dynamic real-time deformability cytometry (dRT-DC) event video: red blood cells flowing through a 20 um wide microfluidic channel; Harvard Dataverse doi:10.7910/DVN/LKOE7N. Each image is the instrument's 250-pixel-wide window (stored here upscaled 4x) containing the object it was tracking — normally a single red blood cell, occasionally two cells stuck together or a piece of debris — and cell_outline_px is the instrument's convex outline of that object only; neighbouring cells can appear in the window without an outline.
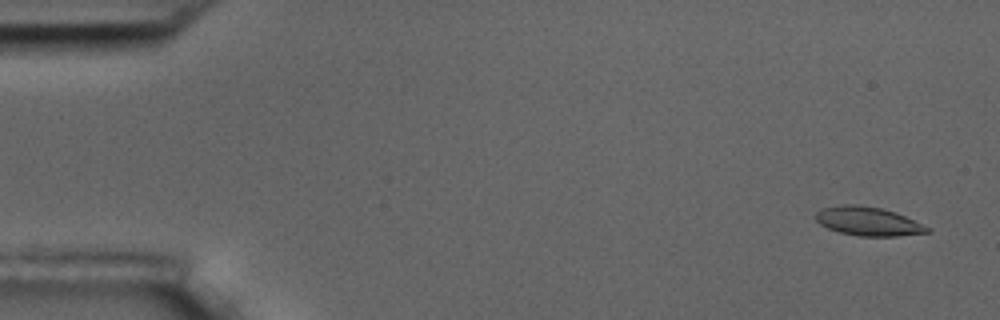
{"species": "common noctule bat (a hibernating species)", "species_latin": "Nyctalus noctula", "temperature_condition": "room temperature", "stored_images_in_passage": 56, "camera_frame_rate_fps": 3000, "um_per_image_px": 0.085, "animal": {"sex": "male", "body_mass_g": 17.5, "forearm_length_mm": 52.3}, "frame": {"image": 1, "passage_image": 3, "time_ms": 0.667, "image_size_px": [1000, 320], "cell_outline_px": [[932, 228], [928, 232], [896, 236], [856, 236], [840, 232], [828, 228], [820, 224], [816, 220], [816, 212], [820, 208], [844, 204], [860, 204], [880, 208], [896, 212]], "centroid_in_image_um": [73.78, 18.8], "position_along_channel_um": 11.2, "area_um2": 18.79}}
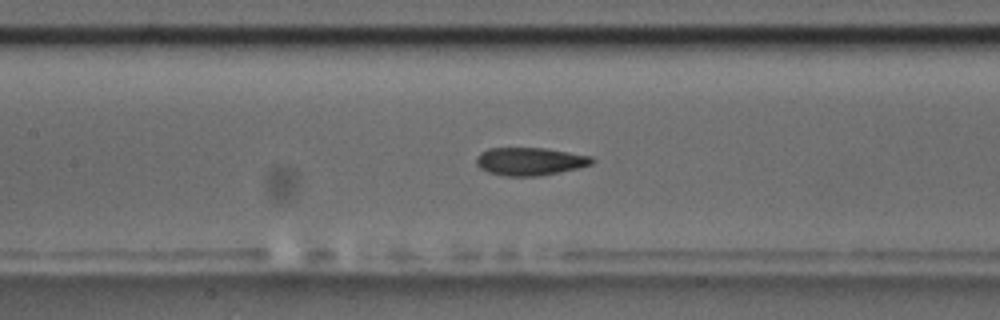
{"frame": {"image": 2, "passage_image": 26, "time_ms": 8.333, "image_size_px": [1000, 320], "cell_outline_px": [[596, 160], [592, 164], [560, 172], [540, 176], [504, 176], [488, 172], [480, 168], [476, 164], [476, 156], [480, 152], [488, 148], [544, 148], [592, 156]], "centroid_in_image_um": [45.03, 13.72], "position_along_channel_um": 162.4, "area_um2": 18.9}}
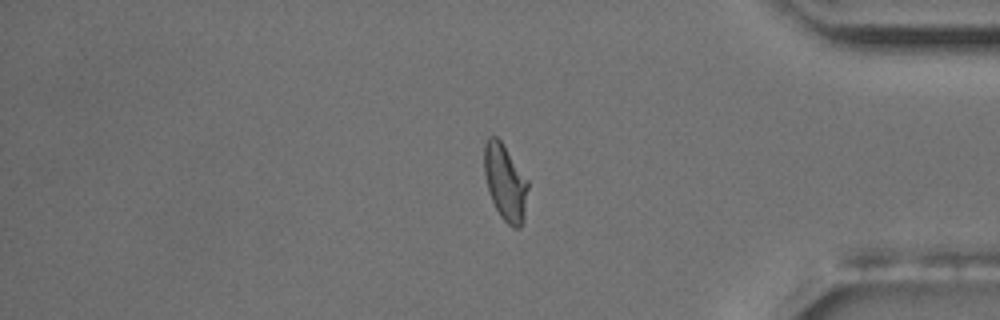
{"frame": {"image": 3, "passage_image": 47, "time_ms": 15.333, "image_size_px": [1000, 320], "cell_outline_px": [[528, 188], [524, 220], [520, 228], [512, 228], [500, 216], [492, 200], [488, 188], [484, 172], [484, 144], [488, 136], [496, 136], [500, 140], [528, 180]], "centroid_in_image_um": [42.95, 15.52], "position_along_channel_um": 392.3, "area_um2": 19.36}, "authors_computed_cell_mechanics": {"area_um2": 18.9873, "velocity_mm_per_s": 3.6307, "shape_relaxation_time_tau1_ms": 5.3569, "shape_relaxation_time_tau2_ms": 2.1654, "deformation_change_tau1": 0.1724, "deformation_change_tau2": 0.086}}